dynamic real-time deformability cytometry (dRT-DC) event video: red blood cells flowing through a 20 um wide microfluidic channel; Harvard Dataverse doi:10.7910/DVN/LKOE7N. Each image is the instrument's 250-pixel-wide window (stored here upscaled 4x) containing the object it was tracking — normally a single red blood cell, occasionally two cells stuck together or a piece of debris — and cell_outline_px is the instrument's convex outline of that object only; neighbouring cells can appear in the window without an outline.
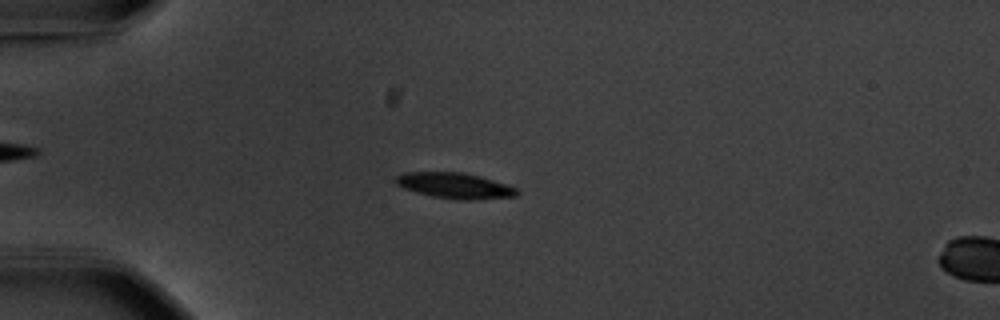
{"species": "common noctule bat (a hibernating species)", "species_latin": "Nyctalus noctula", "temperature_condition": "warm", "stored_images_in_passage": 9, "camera_frame_rate_fps": 3000, "um_per_image_px": 0.085, "animal": {"sex": "male", "body_mass_g": 20.1, "forearm_length_mm": 53.5}, "frame": {"image": 1, "passage_image": 6, "time_ms": 1.667, "image_size_px": [1000, 320], "cell_outline_px": [[520, 192], [516, 196], [476, 200], [460, 200], [432, 196], [416, 192], [404, 188], [396, 184], [396, 176], [404, 172], [464, 172], [480, 176], [508, 184], [516, 188]], "centroid_in_image_um": [38.7, 15.78], "position_along_channel_um": 46.3, "area_um2": 18.26}}